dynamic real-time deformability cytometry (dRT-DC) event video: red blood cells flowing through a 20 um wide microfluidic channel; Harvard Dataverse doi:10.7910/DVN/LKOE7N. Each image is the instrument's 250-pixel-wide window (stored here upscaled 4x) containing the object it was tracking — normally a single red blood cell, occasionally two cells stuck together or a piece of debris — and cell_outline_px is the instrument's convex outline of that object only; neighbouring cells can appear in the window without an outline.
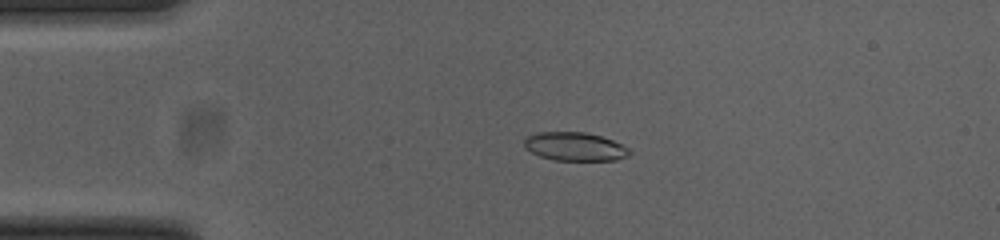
{"species": "common noctule bat (a hibernating species)", "species_latin": "Nyctalus noctula", "temperature_condition": "cold", "stored_images_in_passage": 51, "camera_frame_rate_fps": 3000, "um_per_image_px": 0.085, "animal": {"sex": "female", "body_mass_g": 23.0, "forearm_length_mm": 53.4}, "frame": {"image": 1, "passage_image": 10, "time_ms": 3.0, "image_size_px": [1000, 240], "cell_outline_px": [[632, 152], [628, 156], [616, 160], [552, 160], [540, 156], [532, 152], [524, 144], [524, 140], [528, 136], [540, 132], [584, 132], [600, 136], [612, 140], [628, 148]], "centroid_in_image_um": [48.89, 12.46], "position_along_channel_um": 36.1, "area_um2": 17.28}}
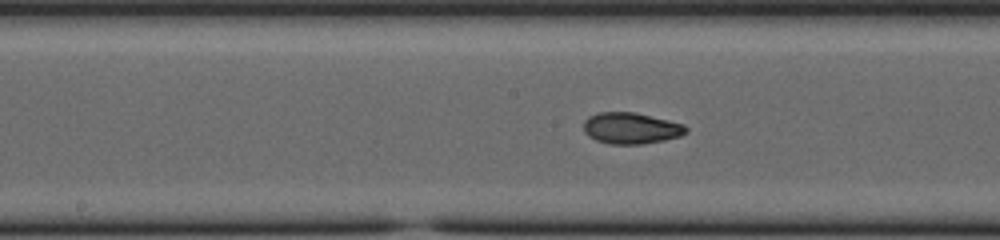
{"frame": {"image": 2, "passage_image": 25, "time_ms": 8.0, "image_size_px": [1000, 240], "cell_outline_px": [[688, 132], [680, 136], [664, 140], [644, 144], [608, 144], [596, 140], [588, 136], [584, 132], [584, 120], [588, 116], [600, 112], [632, 112], [668, 120], [684, 124], [688, 128]], "centroid_in_image_um": [53.63, 10.9], "position_along_channel_um": 194.6, "area_um2": 18.73}}
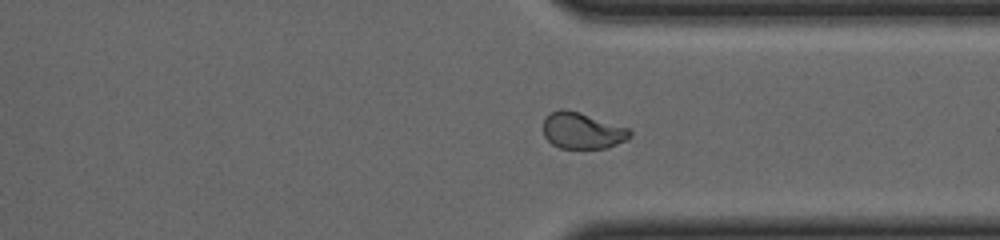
{"frame": {"image": 3, "passage_image": 38, "time_ms": 12.333, "image_size_px": [1000, 240], "cell_outline_px": [[632, 136], [628, 140], [608, 148], [560, 148], [552, 144], [544, 136], [544, 116], [560, 108], [564, 108], [580, 112], [628, 128], [632, 132]], "centroid_in_image_um": [49.51, 11.1], "position_along_channel_um": 361.9, "area_um2": 18.5}, "authors_computed_cell_mechanics": {"area_um2": 18.6694, "velocity_mm_per_s": 3.8716, "shape_relaxation_time_tau1_ms": 5.4758, "shape_relaxation_time_tau2_ms": 1.8911, "deformation_change_tau1": 0.1791, "deformation_change_tau2": 0.0601}}